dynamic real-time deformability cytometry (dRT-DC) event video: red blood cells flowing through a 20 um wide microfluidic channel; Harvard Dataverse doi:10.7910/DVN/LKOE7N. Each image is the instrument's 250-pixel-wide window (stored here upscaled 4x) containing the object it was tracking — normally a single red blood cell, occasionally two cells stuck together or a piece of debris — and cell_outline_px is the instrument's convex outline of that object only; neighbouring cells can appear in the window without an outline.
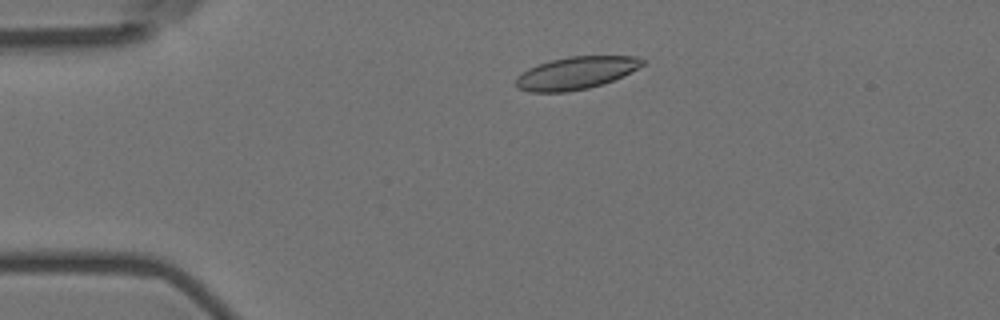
{"species": "Egyptian fruit bat (a non-hibernating species)", "species_latin": "Rousettus aegyptiacus", "temperature_condition": "room temperature", "stored_images_in_passage": 53, "camera_frame_rate_fps": 3000, "um_per_image_px": 0.085, "animal": {"sex": "female"}, "frame": {"image": 1, "passage_image": 9, "time_ms": 2.667, "image_size_px": [1000, 320], "cell_outline_px": [[644, 64], [604, 84], [588, 88], [568, 92], [528, 92], [516, 88], [516, 76], [528, 68], [552, 60], [568, 56], [636, 56], [644, 60]], "centroid_in_image_um": [48.9, 6.21], "position_along_channel_um": 36.1, "area_um2": 23.81}}
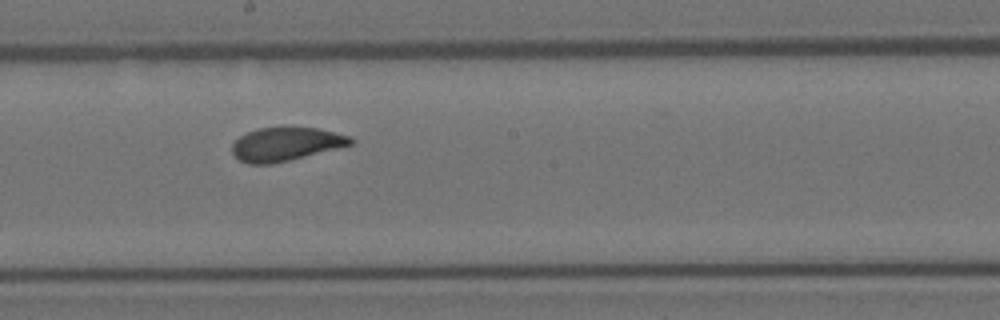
{"frame": {"image": 2, "passage_image": 28, "time_ms": 9.0, "image_size_px": [1000, 320], "cell_outline_px": [[356, 140], [352, 144], [272, 164], [248, 164], [240, 160], [232, 152], [232, 144], [240, 136], [248, 132], [260, 128], [316, 128], [352, 136]], "centroid_in_image_um": [24.29, 12.25], "position_along_channel_um": 223.9, "area_um2": 22.72}}
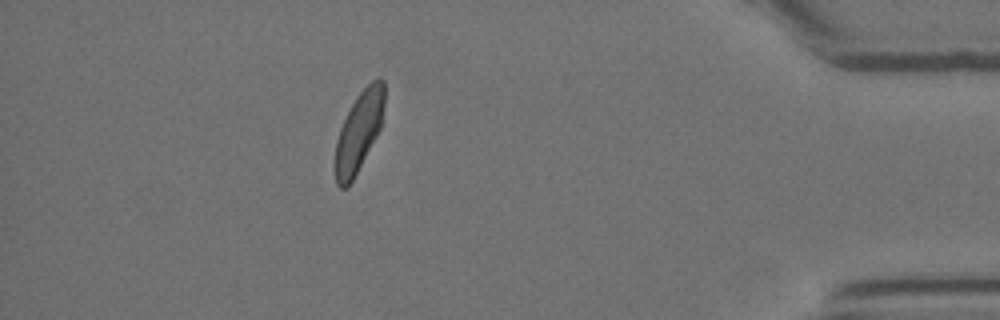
{"frame": {"image": 3, "passage_image": 47, "time_ms": 15.333, "image_size_px": [1000, 320], "cell_outline_px": [[384, 104], [380, 128], [376, 136], [348, 188], [340, 188], [336, 184], [336, 140], [340, 128], [356, 96], [372, 80], [380, 76], [384, 80]], "centroid_in_image_um": [30.51, 11.16], "position_along_channel_um": 404.7, "area_um2": 22.43}, "authors_computed_cell_mechanics": {"area_um2": 23.698, "velocity_mm_per_s": 3.5899, "shape_relaxation_time_tau1_ms": 4.6238, "shape_relaxation_time_tau2_ms": 1.0656, "deformation_change_tau1": 0.138, "deformation_change_tau2": 0.0518}}